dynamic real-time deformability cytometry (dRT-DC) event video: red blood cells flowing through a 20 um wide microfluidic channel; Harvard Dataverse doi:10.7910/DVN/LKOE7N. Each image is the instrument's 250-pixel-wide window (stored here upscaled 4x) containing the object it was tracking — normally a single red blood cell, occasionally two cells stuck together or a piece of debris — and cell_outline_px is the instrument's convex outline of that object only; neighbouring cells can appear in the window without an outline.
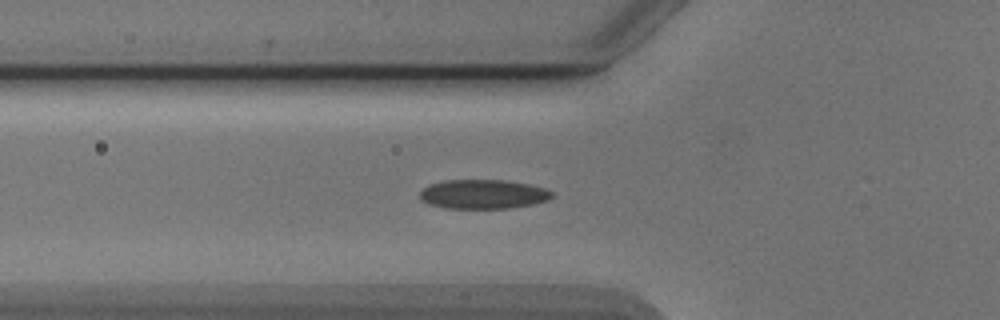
{"species": "Egyptian fruit bat (a non-hibernating species)", "species_latin": "Rousettus aegyptiacus", "temperature_condition": "cold", "stored_images_in_passage": 46, "camera_frame_rate_fps": 3000, "um_per_image_px": 0.085, "animal": {"sex": "male"}, "frame": {"image": 1, "passage_image": 11, "time_ms": 3.333, "image_size_px": [1000, 320], "cell_outline_px": [[556, 196], [548, 200], [532, 204], [508, 208], [444, 208], [428, 204], [420, 200], [420, 192], [428, 184], [444, 180], [504, 180], [528, 184], [544, 188], [552, 192]], "centroid_in_image_um": [41.05, 16.5], "position_along_channel_um": 84.8, "area_um2": 22.6}}
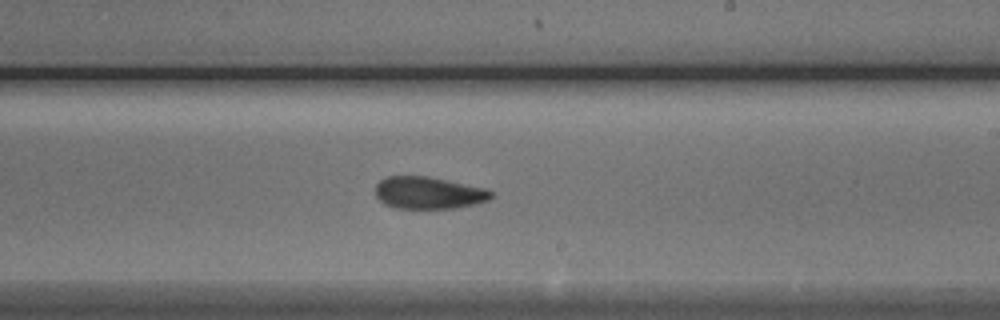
{"frame": {"image": 2, "passage_image": 24, "time_ms": 7.667, "image_size_px": [1000, 320], "cell_outline_px": [[492, 196], [488, 200], [476, 204], [456, 208], [392, 208], [384, 204], [376, 196], [376, 184], [380, 180], [388, 176], [428, 176], [484, 188], [492, 192]], "centroid_in_image_um": [36.4, 16.4], "position_along_channel_um": 252.6, "area_um2": 21.62}}
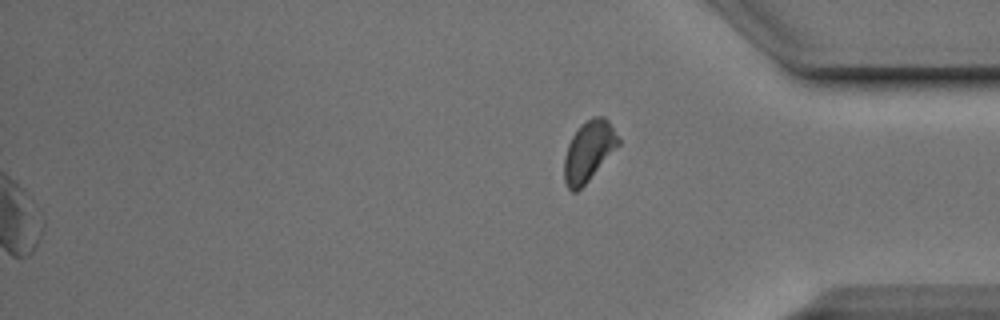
{"frame": {"image": 3, "passage_image": 46, "time_ms": 15.0, "image_size_px": [1000, 320], "cell_outline_px": [[620, 144], [588, 180], [576, 192], [572, 192], [568, 188], [564, 180], [564, 156], [568, 144], [572, 136], [592, 116], [604, 116], [608, 120], [620, 140]], "centroid_in_image_um": [50.03, 12.85], "position_along_channel_um": 385.2, "area_um2": 18.61}, "authors_computed_cell_mechanics": {"area_um2": 22.1374, "velocity_mm_per_s": 3.8694, "shape_relaxation_time_tau1_ms": 4.241, "shape_relaxation_time_tau2_ms": 2.7746, "deformation_change_tau1": 0.101, "deformation_change_tau2": 0.0786}}